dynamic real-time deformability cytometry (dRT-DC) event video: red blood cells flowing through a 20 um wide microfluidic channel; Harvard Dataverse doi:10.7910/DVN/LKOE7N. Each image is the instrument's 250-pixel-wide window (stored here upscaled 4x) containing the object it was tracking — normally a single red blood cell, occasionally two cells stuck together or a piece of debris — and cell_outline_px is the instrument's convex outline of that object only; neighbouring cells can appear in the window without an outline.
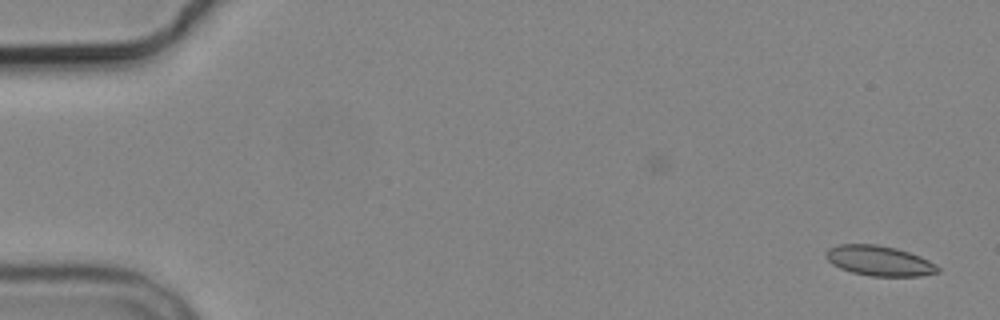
{"species": "common noctule bat (a hibernating species)", "species_latin": "Nyctalus noctula", "temperature_condition": "cold", "stored_images_in_passage": 2, "camera_frame_rate_fps": 3000, "um_per_image_px": 0.085, "animal": {"sex": "male", "body_mass_g": 19.2, "forearm_length_mm": 51.8}, "frame": {"image": 1, "passage_image": 2, "time_ms": 1.0, "image_size_px": [1000, 320], "cell_outline_px": [[940, 272], [920, 276], [872, 276], [852, 272], [840, 268], [832, 264], [824, 256], [824, 252], [828, 248], [840, 244], [876, 244], [896, 248], [920, 256], [936, 264], [940, 268]], "centroid_in_image_um": [74.73, 22.16], "position_along_channel_um": 10.3, "area_um2": 19.71}}